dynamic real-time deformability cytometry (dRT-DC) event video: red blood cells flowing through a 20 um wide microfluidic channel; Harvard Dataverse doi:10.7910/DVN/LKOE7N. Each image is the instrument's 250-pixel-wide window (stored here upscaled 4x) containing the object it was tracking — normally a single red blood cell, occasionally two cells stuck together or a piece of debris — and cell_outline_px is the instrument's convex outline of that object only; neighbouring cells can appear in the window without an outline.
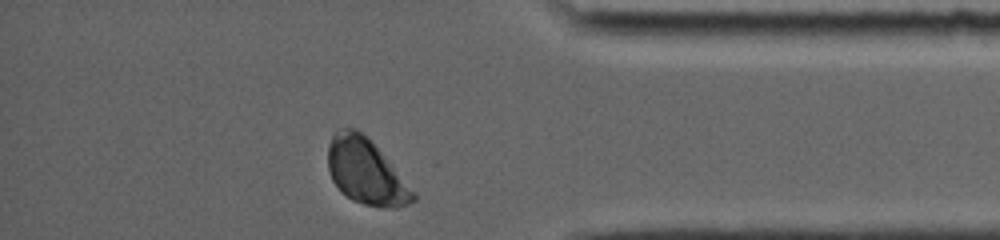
{"species": "common noctule bat (a hibernating species)", "species_latin": "Nyctalus noctula", "temperature_condition": "room temperature", "stored_images_in_passage": 32, "camera_frame_rate_fps": 5000, "um_per_image_px": 0.085, "animal": {"sex": "female", "body_mass_g": 19.0, "forearm_length_mm": 56.7}, "frame": {"image": 1, "passage_image": 32, "time_ms": 10.6, "image_size_px": [1000, 240], "cell_outline_px": [[416, 200], [408, 204], [396, 208], [380, 208], [364, 204], [352, 200], [340, 192], [332, 180], [328, 168], [328, 144], [336, 128], [356, 128], [392, 164], [416, 192]], "centroid_in_image_um": [31.09, 14.62], "position_along_channel_um": 404.1, "area_um2": 32.48}}